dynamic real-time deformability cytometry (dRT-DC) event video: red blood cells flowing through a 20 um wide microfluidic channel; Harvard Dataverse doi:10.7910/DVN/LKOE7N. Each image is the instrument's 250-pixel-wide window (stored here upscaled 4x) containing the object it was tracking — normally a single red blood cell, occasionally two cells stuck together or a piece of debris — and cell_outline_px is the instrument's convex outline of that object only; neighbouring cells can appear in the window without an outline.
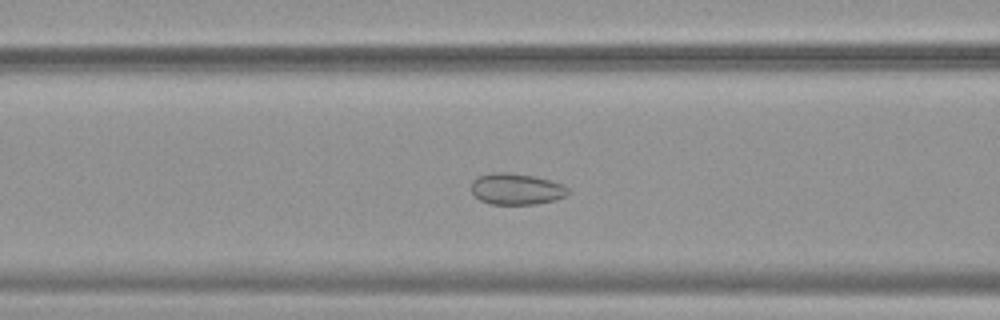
{"species": "common noctule bat (a hibernating species)", "species_latin": "Nyctalus noctula", "temperature_condition": "warm", "stored_images_in_passage": 41, "camera_frame_rate_fps": 3000, "um_per_image_px": 0.085, "animal": {"sex": "female", "body_mass_g": 19.9}, "frame": {"image": 1, "passage_image": 10, "time_ms": 3.0, "image_size_px": [1000, 320], "cell_outline_px": [[572, 192], [556, 200], [536, 204], [488, 204], [480, 200], [472, 192], [472, 180], [480, 176], [492, 172], [508, 172], [532, 176], [564, 184]], "centroid_in_image_um": [43.91, 16.07], "position_along_channel_um": 122.7, "area_um2": 17.69}}
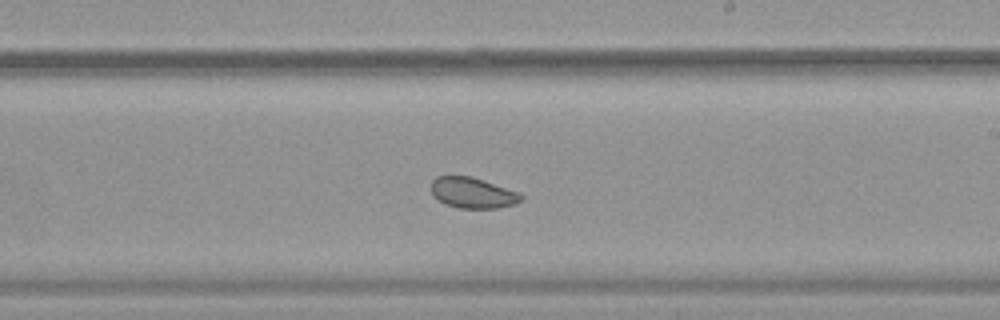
{"frame": {"image": 2, "passage_image": 20, "time_ms": 6.333, "image_size_px": [1000, 320], "cell_outline_px": [[524, 200], [500, 208], [460, 208], [444, 204], [432, 196], [432, 180], [436, 176], [472, 176], [520, 192], [524, 196]], "centroid_in_image_um": [40.19, 16.39], "position_along_channel_um": 248.8, "area_um2": 16.3}}
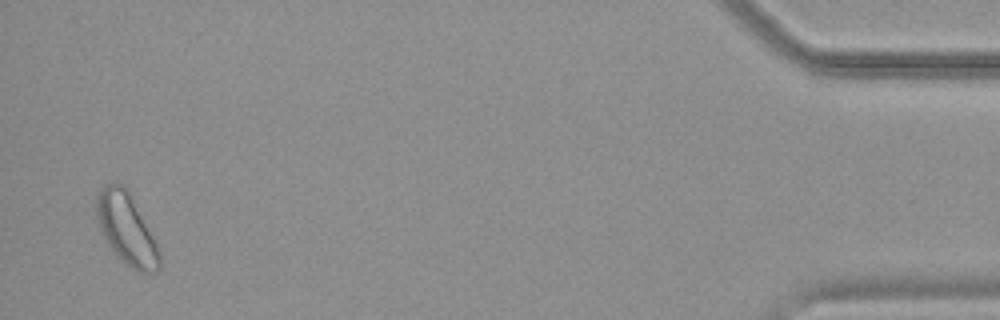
{"frame": {"image": 3, "passage_image": 40, "time_ms": 13.0, "image_size_px": [1000, 320], "cell_outline_px": [[160, 268], [156, 272], [144, 276], [136, 272], [124, 264], [112, 252], [100, 232], [96, 216], [96, 196], [100, 188], [108, 184], [124, 184], [128, 188], [156, 240], [160, 248]], "centroid_in_image_um": [10.77, 19.52], "position_along_channel_um": 424.4, "area_um2": 27.17}}